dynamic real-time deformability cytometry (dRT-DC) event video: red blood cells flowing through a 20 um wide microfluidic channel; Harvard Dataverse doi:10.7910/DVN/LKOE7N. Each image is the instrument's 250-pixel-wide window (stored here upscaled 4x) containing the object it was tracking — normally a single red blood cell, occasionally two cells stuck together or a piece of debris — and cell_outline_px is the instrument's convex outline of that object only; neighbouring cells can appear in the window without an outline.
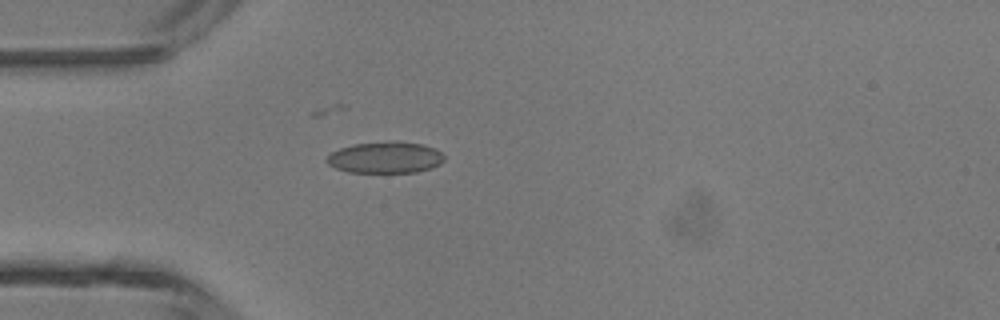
{"species": "common noctule bat (a hibernating species)", "species_latin": "Nyctalus noctula", "temperature_condition": "room temperature", "stored_images_in_passage": 1, "camera_frame_rate_fps": 3000, "um_per_image_px": 0.085, "animal": {"sex": "male", "body_mass_g": 13.3}, "frame": {"image": 1, "passage_image": 1, "time_ms": 0.0, "image_size_px": [1000, 320], "cell_outline_px": [[444, 160], [440, 164], [432, 168], [416, 172], [348, 172], [336, 168], [328, 164], [324, 160], [332, 152], [340, 148], [356, 144], [400, 140], [420, 144], [436, 148], [444, 156]], "centroid_in_image_um": [32.77, 13.38], "position_along_channel_um": 52.2, "area_um2": 21.56}}